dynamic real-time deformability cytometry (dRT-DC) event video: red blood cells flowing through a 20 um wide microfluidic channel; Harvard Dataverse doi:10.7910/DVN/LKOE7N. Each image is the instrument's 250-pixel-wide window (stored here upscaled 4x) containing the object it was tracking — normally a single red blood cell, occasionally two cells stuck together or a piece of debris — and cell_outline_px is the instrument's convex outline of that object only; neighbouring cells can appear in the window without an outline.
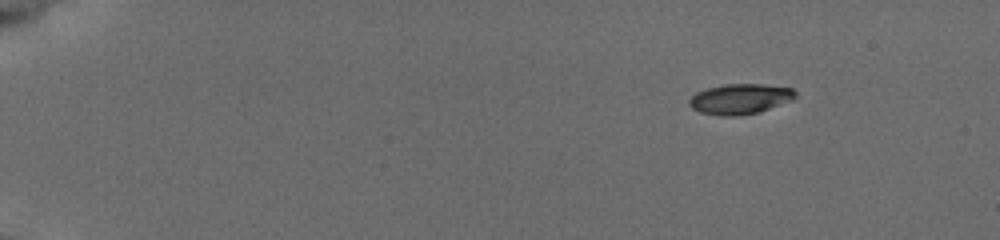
{"species": "common noctule bat (a hibernating species)", "species_latin": "Nyctalus noctula", "temperature_condition": "cold", "stored_images_in_passage": 49, "camera_frame_rate_fps": 3000, "um_per_image_px": 0.085, "animal": {"sex": "female", "body_mass_g": 19.5, "forearm_length_mm": 54.1}, "frame": {"image": 1, "passage_image": 1, "time_ms": 0.0, "image_size_px": [1000, 240], "cell_outline_px": [[796, 96], [792, 100], [756, 112], [736, 116], [720, 116], [700, 112], [692, 108], [688, 104], [688, 100], [696, 92], [708, 88], [724, 84], [764, 84], [792, 88], [796, 92]], "centroid_in_image_um": [62.87, 8.4], "position_along_channel_um": 22.1, "area_um2": 18.61}}
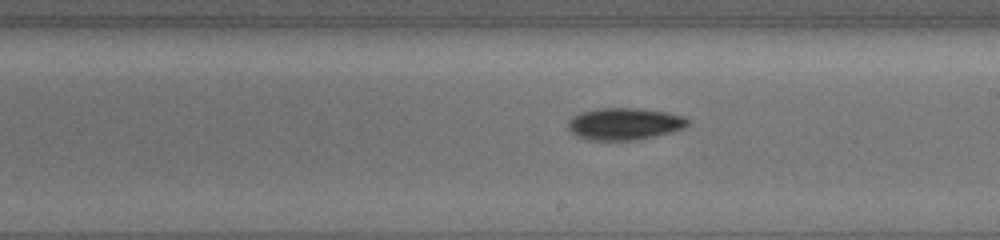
{"frame": {"image": 2, "passage_image": 28, "time_ms": 9.0, "image_size_px": [1000, 240], "cell_outline_px": [[688, 124], [684, 128], [652, 136], [632, 140], [596, 140], [580, 136], [572, 132], [568, 128], [568, 124], [572, 116], [580, 112], [600, 108], [640, 108], [668, 112], [684, 116], [688, 120]], "centroid_in_image_um": [53.09, 10.5], "position_along_channel_um": 235.9, "area_um2": 21.96}}
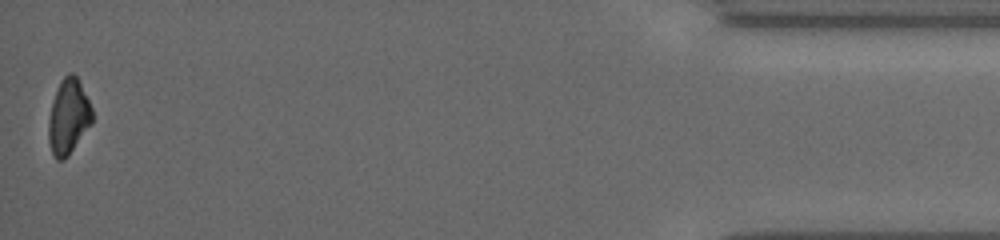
{"frame": {"image": 3, "passage_image": 49, "time_ms": 16.0, "image_size_px": [1000, 240], "cell_outline_px": [[92, 124], [68, 156], [64, 160], [56, 160], [52, 152], [48, 140], [48, 120], [52, 100], [60, 80], [68, 72], [72, 72], [76, 76], [92, 108]], "centroid_in_image_um": [5.8, 9.93], "position_along_channel_um": 429.4, "area_um2": 19.19}, "authors_computed_cell_mechanics": {"area_um2": 19.9988, "velocity_mm_per_s": 3.8153, "shape_relaxation_time_tau1_ms": 2.6369, "shape_relaxation_time_tau2_ms": null, "deformation_change_tau1": 0.1086, "deformation_change_tau2": null}}